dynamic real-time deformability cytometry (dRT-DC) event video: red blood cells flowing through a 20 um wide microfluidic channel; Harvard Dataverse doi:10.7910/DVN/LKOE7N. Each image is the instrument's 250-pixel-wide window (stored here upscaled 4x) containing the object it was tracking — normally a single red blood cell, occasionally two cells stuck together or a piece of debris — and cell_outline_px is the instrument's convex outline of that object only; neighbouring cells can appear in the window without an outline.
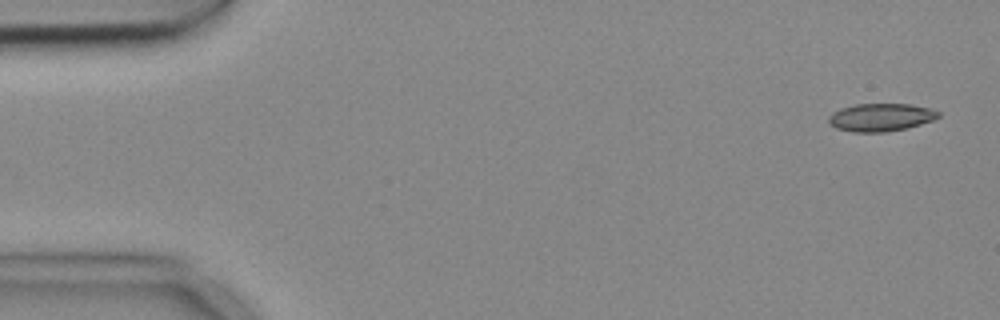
{"species": "common noctule bat (a hibernating species)", "species_latin": "Nyctalus noctula", "temperature_condition": "cold", "stored_images_in_passage": 7, "camera_frame_rate_fps": 3000, "um_per_image_px": 0.085, "animal": {"sex": "female", "body_mass_g": 18.4}, "frame": {"image": 1, "passage_image": 1, "time_ms": 0.0, "image_size_px": [1000, 320], "cell_outline_px": [[940, 116], [932, 120], [920, 124], [904, 128], [884, 132], [852, 132], [836, 128], [828, 120], [828, 116], [832, 112], [840, 108], [856, 104], [912, 104], [932, 108], [940, 112]], "centroid_in_image_um": [74.87, 9.96], "position_along_channel_um": 10.1, "area_um2": 17.8}}
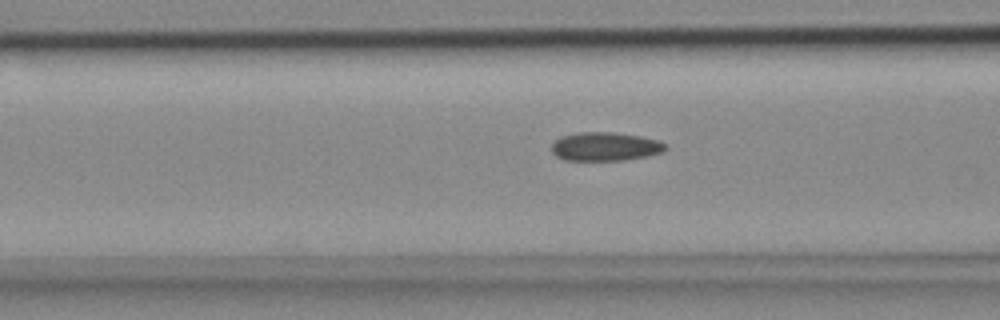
{"frame": {"image": 2, "passage_image": 7, "time_ms": 2.0, "image_size_px": [1000, 320], "cell_outline_px": [[668, 148], [664, 152], [648, 156], [624, 160], [564, 160], [556, 156], [552, 152], [552, 144], [560, 136], [576, 132], [612, 132], [640, 136], [660, 140], [668, 144]], "centroid_in_image_um": [51.48, 12.45], "position_along_channel_um": 115.1, "area_um2": 19.31}}